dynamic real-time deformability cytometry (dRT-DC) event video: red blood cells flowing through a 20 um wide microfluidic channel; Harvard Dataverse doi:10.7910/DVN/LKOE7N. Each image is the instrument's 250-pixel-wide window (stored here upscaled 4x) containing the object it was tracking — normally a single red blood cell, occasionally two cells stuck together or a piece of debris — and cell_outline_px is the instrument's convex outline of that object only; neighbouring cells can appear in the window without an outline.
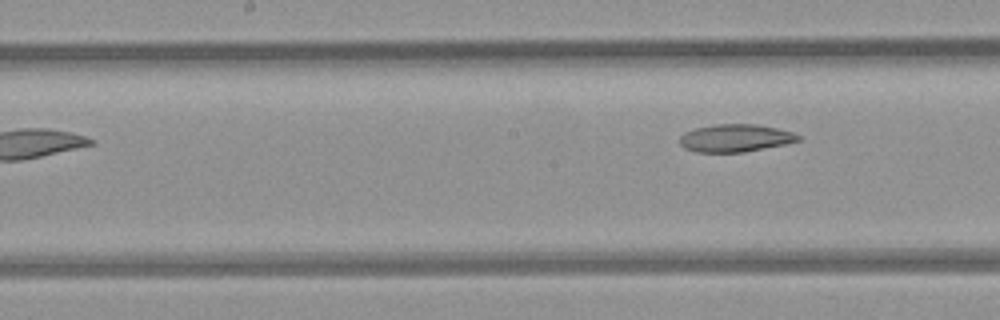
{"species": "common noctule bat (a hibernating species)", "species_latin": "Nyctalus noctula", "temperature_condition": "room temperature", "stored_images_in_passage": 9, "camera_frame_rate_fps": 3000, "um_per_image_px": 0.085, "animal": {"sex": "female", "body_mass_g": 21.9}, "frame": {"image": 1, "passage_image": 9, "time_ms": 2.667, "image_size_px": [1000, 320], "cell_outline_px": [[800, 140], [784, 144], [744, 152], [696, 152], [684, 148], [680, 144], [680, 136], [684, 132], [696, 128], [716, 124], [756, 124], [776, 128], [792, 132], [800, 136]], "centroid_in_image_um": [62.47, 11.73], "position_along_channel_um": 185.7, "area_um2": 18.96}}